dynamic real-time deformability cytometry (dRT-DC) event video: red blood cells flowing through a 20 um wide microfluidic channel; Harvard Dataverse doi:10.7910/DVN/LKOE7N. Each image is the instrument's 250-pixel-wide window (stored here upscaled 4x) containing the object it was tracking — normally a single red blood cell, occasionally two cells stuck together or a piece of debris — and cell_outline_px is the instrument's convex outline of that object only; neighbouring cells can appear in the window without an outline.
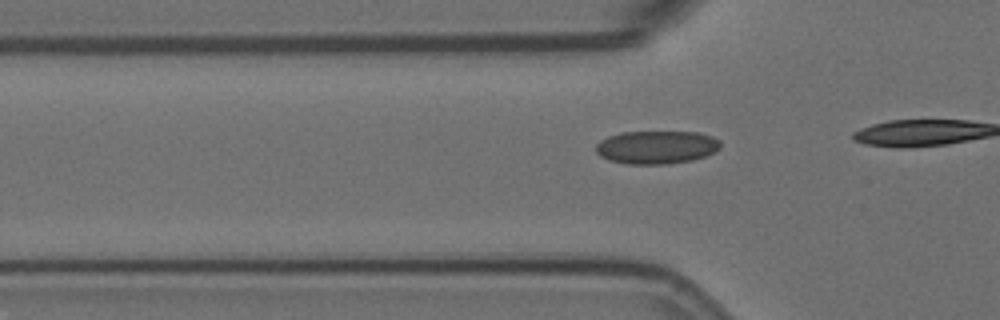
{"species": "Egyptian fruit bat (a non-hibernating species)", "species_latin": "Rousettus aegyptiacus", "temperature_condition": "room temperature", "stored_images_in_passage": 18, "camera_frame_rate_fps": 3000, "um_per_image_px": 0.085, "animal": {"sex": "female"}, "frame": {"image": 1, "passage_image": 15, "time_ms": 4.667, "image_size_px": [1000, 320], "cell_outline_px": [[720, 148], [704, 156], [692, 160], [668, 164], [628, 164], [608, 160], [600, 156], [596, 152], [596, 144], [600, 140], [608, 136], [620, 132], [700, 132], [712, 136], [720, 140]], "centroid_in_image_um": [55.78, 12.51], "position_along_channel_um": 70.0, "area_um2": 24.16}}